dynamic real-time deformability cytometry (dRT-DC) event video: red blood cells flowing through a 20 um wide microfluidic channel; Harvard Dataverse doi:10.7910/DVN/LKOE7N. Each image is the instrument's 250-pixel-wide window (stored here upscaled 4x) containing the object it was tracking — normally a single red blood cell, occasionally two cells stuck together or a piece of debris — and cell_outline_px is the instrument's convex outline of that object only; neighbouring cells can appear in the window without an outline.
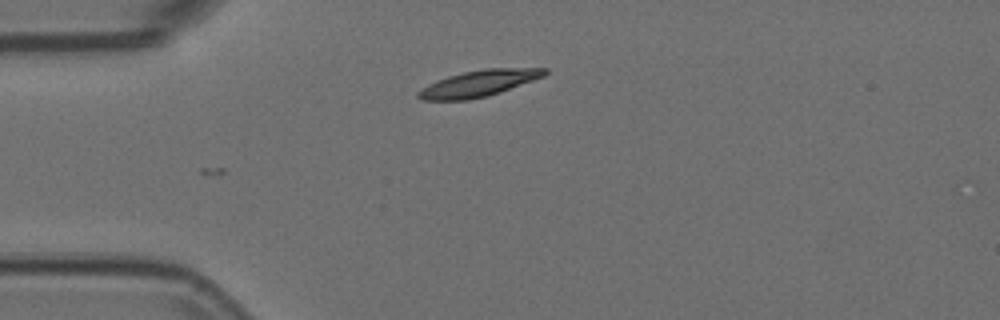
{"species": "Egyptian fruit bat (a non-hibernating species)", "species_latin": "Rousettus aegyptiacus", "temperature_condition": "room temperature", "stored_images_in_passage": 2, "camera_frame_rate_fps": 3000, "um_per_image_px": 0.085, "animal": {"sex": "female"}, "frame": {"image": 1, "passage_image": 2, "time_ms": 0.333, "image_size_px": [1000, 320], "cell_outline_px": [[548, 72], [544, 76], [500, 92], [488, 96], [468, 100], [424, 100], [416, 96], [416, 92], [420, 88], [436, 80], [448, 76], [464, 72], [484, 68], [548, 68]], "centroid_in_image_um": [40.66, 7.09], "position_along_channel_um": 44.3, "area_um2": 19.42}}